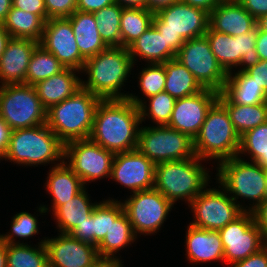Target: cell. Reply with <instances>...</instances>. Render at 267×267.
Returning <instances> with one entry per match:
<instances>
[{
    "label": "cell",
    "mask_w": 267,
    "mask_h": 267,
    "mask_svg": "<svg viewBox=\"0 0 267 267\" xmlns=\"http://www.w3.org/2000/svg\"><path fill=\"white\" fill-rule=\"evenodd\" d=\"M12 6L22 11L39 15L45 22L49 19L44 0H13Z\"/></svg>",
    "instance_id": "obj_45"
},
{
    "label": "cell",
    "mask_w": 267,
    "mask_h": 267,
    "mask_svg": "<svg viewBox=\"0 0 267 267\" xmlns=\"http://www.w3.org/2000/svg\"><path fill=\"white\" fill-rule=\"evenodd\" d=\"M114 3V0H77V10L93 13Z\"/></svg>",
    "instance_id": "obj_50"
},
{
    "label": "cell",
    "mask_w": 267,
    "mask_h": 267,
    "mask_svg": "<svg viewBox=\"0 0 267 267\" xmlns=\"http://www.w3.org/2000/svg\"><path fill=\"white\" fill-rule=\"evenodd\" d=\"M137 239L138 237L135 235L132 225L123 211L115 220H111L109 231H107L103 240L97 245L98 255L99 257L110 258L124 263L120 259L121 255L119 252L122 253L123 250L129 249L130 246L133 247L132 244H136Z\"/></svg>",
    "instance_id": "obj_28"
},
{
    "label": "cell",
    "mask_w": 267,
    "mask_h": 267,
    "mask_svg": "<svg viewBox=\"0 0 267 267\" xmlns=\"http://www.w3.org/2000/svg\"><path fill=\"white\" fill-rule=\"evenodd\" d=\"M65 68L52 53L38 45L30 58L25 84L33 86L41 80L60 73Z\"/></svg>",
    "instance_id": "obj_40"
},
{
    "label": "cell",
    "mask_w": 267,
    "mask_h": 267,
    "mask_svg": "<svg viewBox=\"0 0 267 267\" xmlns=\"http://www.w3.org/2000/svg\"><path fill=\"white\" fill-rule=\"evenodd\" d=\"M114 155L90 139L73 140L64 144V162L86 187L99 179H110Z\"/></svg>",
    "instance_id": "obj_14"
},
{
    "label": "cell",
    "mask_w": 267,
    "mask_h": 267,
    "mask_svg": "<svg viewBox=\"0 0 267 267\" xmlns=\"http://www.w3.org/2000/svg\"><path fill=\"white\" fill-rule=\"evenodd\" d=\"M240 135L230 120L227 109L217 100L208 110L198 135L194 138L197 157L218 165L238 155Z\"/></svg>",
    "instance_id": "obj_7"
},
{
    "label": "cell",
    "mask_w": 267,
    "mask_h": 267,
    "mask_svg": "<svg viewBox=\"0 0 267 267\" xmlns=\"http://www.w3.org/2000/svg\"><path fill=\"white\" fill-rule=\"evenodd\" d=\"M155 12L147 8H123L120 19L121 46L128 48L153 25Z\"/></svg>",
    "instance_id": "obj_35"
},
{
    "label": "cell",
    "mask_w": 267,
    "mask_h": 267,
    "mask_svg": "<svg viewBox=\"0 0 267 267\" xmlns=\"http://www.w3.org/2000/svg\"><path fill=\"white\" fill-rule=\"evenodd\" d=\"M185 234V258L191 264L222 262L224 248L218 231L206 230L187 224Z\"/></svg>",
    "instance_id": "obj_22"
},
{
    "label": "cell",
    "mask_w": 267,
    "mask_h": 267,
    "mask_svg": "<svg viewBox=\"0 0 267 267\" xmlns=\"http://www.w3.org/2000/svg\"><path fill=\"white\" fill-rule=\"evenodd\" d=\"M11 162L17 166L38 167L56 166L64 161V143L47 126L38 125L31 128L12 130L8 145L1 161Z\"/></svg>",
    "instance_id": "obj_3"
},
{
    "label": "cell",
    "mask_w": 267,
    "mask_h": 267,
    "mask_svg": "<svg viewBox=\"0 0 267 267\" xmlns=\"http://www.w3.org/2000/svg\"><path fill=\"white\" fill-rule=\"evenodd\" d=\"M124 264L110 258L99 257L87 267H123ZM125 267V266H124Z\"/></svg>",
    "instance_id": "obj_55"
},
{
    "label": "cell",
    "mask_w": 267,
    "mask_h": 267,
    "mask_svg": "<svg viewBox=\"0 0 267 267\" xmlns=\"http://www.w3.org/2000/svg\"><path fill=\"white\" fill-rule=\"evenodd\" d=\"M215 166L214 179L243 211H254L267 198V170L259 164L236 156Z\"/></svg>",
    "instance_id": "obj_5"
},
{
    "label": "cell",
    "mask_w": 267,
    "mask_h": 267,
    "mask_svg": "<svg viewBox=\"0 0 267 267\" xmlns=\"http://www.w3.org/2000/svg\"><path fill=\"white\" fill-rule=\"evenodd\" d=\"M203 88L222 92L228 73L215 58L206 36L186 40L175 57Z\"/></svg>",
    "instance_id": "obj_13"
},
{
    "label": "cell",
    "mask_w": 267,
    "mask_h": 267,
    "mask_svg": "<svg viewBox=\"0 0 267 267\" xmlns=\"http://www.w3.org/2000/svg\"><path fill=\"white\" fill-rule=\"evenodd\" d=\"M218 96L219 92L204 88L194 95L176 99L170 121L166 126L189 135L194 140L208 110L218 100Z\"/></svg>",
    "instance_id": "obj_18"
},
{
    "label": "cell",
    "mask_w": 267,
    "mask_h": 267,
    "mask_svg": "<svg viewBox=\"0 0 267 267\" xmlns=\"http://www.w3.org/2000/svg\"><path fill=\"white\" fill-rule=\"evenodd\" d=\"M38 45L32 39L11 37L0 57V86L25 84L30 58Z\"/></svg>",
    "instance_id": "obj_21"
},
{
    "label": "cell",
    "mask_w": 267,
    "mask_h": 267,
    "mask_svg": "<svg viewBox=\"0 0 267 267\" xmlns=\"http://www.w3.org/2000/svg\"><path fill=\"white\" fill-rule=\"evenodd\" d=\"M11 39V36L7 29L4 26V22H0V57L4 53L8 41Z\"/></svg>",
    "instance_id": "obj_56"
},
{
    "label": "cell",
    "mask_w": 267,
    "mask_h": 267,
    "mask_svg": "<svg viewBox=\"0 0 267 267\" xmlns=\"http://www.w3.org/2000/svg\"><path fill=\"white\" fill-rule=\"evenodd\" d=\"M134 65L143 60L146 64H162L174 59L176 55L166 46L163 35L152 25L129 47ZM140 60V61H138ZM137 61V62H135Z\"/></svg>",
    "instance_id": "obj_27"
},
{
    "label": "cell",
    "mask_w": 267,
    "mask_h": 267,
    "mask_svg": "<svg viewBox=\"0 0 267 267\" xmlns=\"http://www.w3.org/2000/svg\"><path fill=\"white\" fill-rule=\"evenodd\" d=\"M36 208L38 209L36 212H39H34L36 215L28 211H22L12 216L9 232H6V234L0 233V239L6 244H24V240L27 241V239L32 238L34 235H38L40 231L38 217L47 213L42 204Z\"/></svg>",
    "instance_id": "obj_37"
},
{
    "label": "cell",
    "mask_w": 267,
    "mask_h": 267,
    "mask_svg": "<svg viewBox=\"0 0 267 267\" xmlns=\"http://www.w3.org/2000/svg\"><path fill=\"white\" fill-rule=\"evenodd\" d=\"M175 102L176 99L165 91L145 99L138 106L141 122L145 123L147 119L153 125H167L170 121Z\"/></svg>",
    "instance_id": "obj_42"
},
{
    "label": "cell",
    "mask_w": 267,
    "mask_h": 267,
    "mask_svg": "<svg viewBox=\"0 0 267 267\" xmlns=\"http://www.w3.org/2000/svg\"><path fill=\"white\" fill-rule=\"evenodd\" d=\"M134 67L128 48L108 47L86 59L81 71V76H86L81 80L82 86L102 100L127 99L129 92L123 89Z\"/></svg>",
    "instance_id": "obj_2"
},
{
    "label": "cell",
    "mask_w": 267,
    "mask_h": 267,
    "mask_svg": "<svg viewBox=\"0 0 267 267\" xmlns=\"http://www.w3.org/2000/svg\"><path fill=\"white\" fill-rule=\"evenodd\" d=\"M149 125L141 123L137 150L155 165L196 157L194 140L189 135L166 125Z\"/></svg>",
    "instance_id": "obj_10"
},
{
    "label": "cell",
    "mask_w": 267,
    "mask_h": 267,
    "mask_svg": "<svg viewBox=\"0 0 267 267\" xmlns=\"http://www.w3.org/2000/svg\"><path fill=\"white\" fill-rule=\"evenodd\" d=\"M246 72L267 93V60H259L258 63L247 69Z\"/></svg>",
    "instance_id": "obj_47"
},
{
    "label": "cell",
    "mask_w": 267,
    "mask_h": 267,
    "mask_svg": "<svg viewBox=\"0 0 267 267\" xmlns=\"http://www.w3.org/2000/svg\"><path fill=\"white\" fill-rule=\"evenodd\" d=\"M222 92L235 104L254 105L267 102V93L246 71L229 72Z\"/></svg>",
    "instance_id": "obj_30"
},
{
    "label": "cell",
    "mask_w": 267,
    "mask_h": 267,
    "mask_svg": "<svg viewBox=\"0 0 267 267\" xmlns=\"http://www.w3.org/2000/svg\"><path fill=\"white\" fill-rule=\"evenodd\" d=\"M10 129L9 127L0 119V159L4 155L9 139Z\"/></svg>",
    "instance_id": "obj_53"
},
{
    "label": "cell",
    "mask_w": 267,
    "mask_h": 267,
    "mask_svg": "<svg viewBox=\"0 0 267 267\" xmlns=\"http://www.w3.org/2000/svg\"><path fill=\"white\" fill-rule=\"evenodd\" d=\"M257 28L260 31L267 32V15L261 16L259 19L256 20Z\"/></svg>",
    "instance_id": "obj_60"
},
{
    "label": "cell",
    "mask_w": 267,
    "mask_h": 267,
    "mask_svg": "<svg viewBox=\"0 0 267 267\" xmlns=\"http://www.w3.org/2000/svg\"><path fill=\"white\" fill-rule=\"evenodd\" d=\"M13 0H0V22H4L12 7Z\"/></svg>",
    "instance_id": "obj_58"
},
{
    "label": "cell",
    "mask_w": 267,
    "mask_h": 267,
    "mask_svg": "<svg viewBox=\"0 0 267 267\" xmlns=\"http://www.w3.org/2000/svg\"><path fill=\"white\" fill-rule=\"evenodd\" d=\"M145 67H141L137 74V87L141 91L143 97L139 94L129 93L128 100L139 106L145 99L164 91L165 86V68L163 64L152 63L145 64ZM139 79V80H138Z\"/></svg>",
    "instance_id": "obj_39"
},
{
    "label": "cell",
    "mask_w": 267,
    "mask_h": 267,
    "mask_svg": "<svg viewBox=\"0 0 267 267\" xmlns=\"http://www.w3.org/2000/svg\"><path fill=\"white\" fill-rule=\"evenodd\" d=\"M46 111L34 86L24 83L0 86V119L10 131L45 124Z\"/></svg>",
    "instance_id": "obj_9"
},
{
    "label": "cell",
    "mask_w": 267,
    "mask_h": 267,
    "mask_svg": "<svg viewBox=\"0 0 267 267\" xmlns=\"http://www.w3.org/2000/svg\"><path fill=\"white\" fill-rule=\"evenodd\" d=\"M215 182V187L207 186L188 205L189 212L193 213L189 224L194 227L218 231L243 212L227 191Z\"/></svg>",
    "instance_id": "obj_12"
},
{
    "label": "cell",
    "mask_w": 267,
    "mask_h": 267,
    "mask_svg": "<svg viewBox=\"0 0 267 267\" xmlns=\"http://www.w3.org/2000/svg\"><path fill=\"white\" fill-rule=\"evenodd\" d=\"M44 242L49 267H87L99 258L97 247L70 234L57 233Z\"/></svg>",
    "instance_id": "obj_19"
},
{
    "label": "cell",
    "mask_w": 267,
    "mask_h": 267,
    "mask_svg": "<svg viewBox=\"0 0 267 267\" xmlns=\"http://www.w3.org/2000/svg\"><path fill=\"white\" fill-rule=\"evenodd\" d=\"M88 187L76 194L67 203L58 206L53 212V221L56 224L57 233L69 234L78 224L83 223L89 217L97 201H91Z\"/></svg>",
    "instance_id": "obj_26"
},
{
    "label": "cell",
    "mask_w": 267,
    "mask_h": 267,
    "mask_svg": "<svg viewBox=\"0 0 267 267\" xmlns=\"http://www.w3.org/2000/svg\"><path fill=\"white\" fill-rule=\"evenodd\" d=\"M256 26V19L238 1L220 2L209 13V27L220 33L237 36Z\"/></svg>",
    "instance_id": "obj_24"
},
{
    "label": "cell",
    "mask_w": 267,
    "mask_h": 267,
    "mask_svg": "<svg viewBox=\"0 0 267 267\" xmlns=\"http://www.w3.org/2000/svg\"><path fill=\"white\" fill-rule=\"evenodd\" d=\"M50 168L46 174L44 188L51 198V207L42 204L47 215L49 212L52 213L58 206L67 203L86 187L64 161Z\"/></svg>",
    "instance_id": "obj_23"
},
{
    "label": "cell",
    "mask_w": 267,
    "mask_h": 267,
    "mask_svg": "<svg viewBox=\"0 0 267 267\" xmlns=\"http://www.w3.org/2000/svg\"><path fill=\"white\" fill-rule=\"evenodd\" d=\"M45 21L36 14L11 7L4 21V26L11 37L32 39L40 42Z\"/></svg>",
    "instance_id": "obj_33"
},
{
    "label": "cell",
    "mask_w": 267,
    "mask_h": 267,
    "mask_svg": "<svg viewBox=\"0 0 267 267\" xmlns=\"http://www.w3.org/2000/svg\"><path fill=\"white\" fill-rule=\"evenodd\" d=\"M204 162V164H202ZM199 157L168 161L155 165L154 187L173 205L184 201L187 206L210 182V168ZM210 172V173H209ZM177 202V203H176Z\"/></svg>",
    "instance_id": "obj_4"
},
{
    "label": "cell",
    "mask_w": 267,
    "mask_h": 267,
    "mask_svg": "<svg viewBox=\"0 0 267 267\" xmlns=\"http://www.w3.org/2000/svg\"><path fill=\"white\" fill-rule=\"evenodd\" d=\"M237 156L243 160L255 162L267 170V122L240 136ZM244 156L248 158L245 159Z\"/></svg>",
    "instance_id": "obj_38"
},
{
    "label": "cell",
    "mask_w": 267,
    "mask_h": 267,
    "mask_svg": "<svg viewBox=\"0 0 267 267\" xmlns=\"http://www.w3.org/2000/svg\"><path fill=\"white\" fill-rule=\"evenodd\" d=\"M179 0H145V8L156 12L157 10L169 6L170 4Z\"/></svg>",
    "instance_id": "obj_54"
},
{
    "label": "cell",
    "mask_w": 267,
    "mask_h": 267,
    "mask_svg": "<svg viewBox=\"0 0 267 267\" xmlns=\"http://www.w3.org/2000/svg\"><path fill=\"white\" fill-rule=\"evenodd\" d=\"M257 26L247 33L235 36L239 46V65L232 72L246 71L259 62L256 52Z\"/></svg>",
    "instance_id": "obj_43"
},
{
    "label": "cell",
    "mask_w": 267,
    "mask_h": 267,
    "mask_svg": "<svg viewBox=\"0 0 267 267\" xmlns=\"http://www.w3.org/2000/svg\"><path fill=\"white\" fill-rule=\"evenodd\" d=\"M228 267H267V244L257 253L246 259L230 264Z\"/></svg>",
    "instance_id": "obj_46"
},
{
    "label": "cell",
    "mask_w": 267,
    "mask_h": 267,
    "mask_svg": "<svg viewBox=\"0 0 267 267\" xmlns=\"http://www.w3.org/2000/svg\"><path fill=\"white\" fill-rule=\"evenodd\" d=\"M80 74L81 71L77 69L65 68L60 73L52 75L33 85L42 106L47 110L52 105L59 104L72 96V94L82 86V76H80Z\"/></svg>",
    "instance_id": "obj_25"
},
{
    "label": "cell",
    "mask_w": 267,
    "mask_h": 267,
    "mask_svg": "<svg viewBox=\"0 0 267 267\" xmlns=\"http://www.w3.org/2000/svg\"><path fill=\"white\" fill-rule=\"evenodd\" d=\"M218 101L227 109L230 120L240 136L267 122V102L254 105L235 104L223 92L219 93Z\"/></svg>",
    "instance_id": "obj_31"
},
{
    "label": "cell",
    "mask_w": 267,
    "mask_h": 267,
    "mask_svg": "<svg viewBox=\"0 0 267 267\" xmlns=\"http://www.w3.org/2000/svg\"><path fill=\"white\" fill-rule=\"evenodd\" d=\"M47 16L68 18L77 10V0H44Z\"/></svg>",
    "instance_id": "obj_44"
},
{
    "label": "cell",
    "mask_w": 267,
    "mask_h": 267,
    "mask_svg": "<svg viewBox=\"0 0 267 267\" xmlns=\"http://www.w3.org/2000/svg\"><path fill=\"white\" fill-rule=\"evenodd\" d=\"M37 244H6L7 267H49L46 237L37 239Z\"/></svg>",
    "instance_id": "obj_34"
},
{
    "label": "cell",
    "mask_w": 267,
    "mask_h": 267,
    "mask_svg": "<svg viewBox=\"0 0 267 267\" xmlns=\"http://www.w3.org/2000/svg\"><path fill=\"white\" fill-rule=\"evenodd\" d=\"M193 7L202 8L210 13L221 1L220 0H180Z\"/></svg>",
    "instance_id": "obj_52"
},
{
    "label": "cell",
    "mask_w": 267,
    "mask_h": 267,
    "mask_svg": "<svg viewBox=\"0 0 267 267\" xmlns=\"http://www.w3.org/2000/svg\"><path fill=\"white\" fill-rule=\"evenodd\" d=\"M153 25L163 35L166 46L176 55L186 40L206 34L209 13L179 0L157 10Z\"/></svg>",
    "instance_id": "obj_8"
},
{
    "label": "cell",
    "mask_w": 267,
    "mask_h": 267,
    "mask_svg": "<svg viewBox=\"0 0 267 267\" xmlns=\"http://www.w3.org/2000/svg\"><path fill=\"white\" fill-rule=\"evenodd\" d=\"M123 8H145V0H114Z\"/></svg>",
    "instance_id": "obj_57"
},
{
    "label": "cell",
    "mask_w": 267,
    "mask_h": 267,
    "mask_svg": "<svg viewBox=\"0 0 267 267\" xmlns=\"http://www.w3.org/2000/svg\"><path fill=\"white\" fill-rule=\"evenodd\" d=\"M137 237L156 235L169 219L174 205L157 189L142 190L120 199Z\"/></svg>",
    "instance_id": "obj_11"
},
{
    "label": "cell",
    "mask_w": 267,
    "mask_h": 267,
    "mask_svg": "<svg viewBox=\"0 0 267 267\" xmlns=\"http://www.w3.org/2000/svg\"><path fill=\"white\" fill-rule=\"evenodd\" d=\"M123 7L117 3L93 12L99 34L108 47H121L120 19Z\"/></svg>",
    "instance_id": "obj_41"
},
{
    "label": "cell",
    "mask_w": 267,
    "mask_h": 267,
    "mask_svg": "<svg viewBox=\"0 0 267 267\" xmlns=\"http://www.w3.org/2000/svg\"><path fill=\"white\" fill-rule=\"evenodd\" d=\"M0 267H7L6 243L0 239Z\"/></svg>",
    "instance_id": "obj_59"
},
{
    "label": "cell",
    "mask_w": 267,
    "mask_h": 267,
    "mask_svg": "<svg viewBox=\"0 0 267 267\" xmlns=\"http://www.w3.org/2000/svg\"><path fill=\"white\" fill-rule=\"evenodd\" d=\"M252 212L255 223L261 230L262 236L267 243V198Z\"/></svg>",
    "instance_id": "obj_49"
},
{
    "label": "cell",
    "mask_w": 267,
    "mask_h": 267,
    "mask_svg": "<svg viewBox=\"0 0 267 267\" xmlns=\"http://www.w3.org/2000/svg\"><path fill=\"white\" fill-rule=\"evenodd\" d=\"M211 50L223 67L229 73L239 65V46L235 36L212 30L209 26L205 34Z\"/></svg>",
    "instance_id": "obj_36"
},
{
    "label": "cell",
    "mask_w": 267,
    "mask_h": 267,
    "mask_svg": "<svg viewBox=\"0 0 267 267\" xmlns=\"http://www.w3.org/2000/svg\"><path fill=\"white\" fill-rule=\"evenodd\" d=\"M39 45L66 68L83 70L86 59L80 54L71 22L67 18L48 19Z\"/></svg>",
    "instance_id": "obj_17"
},
{
    "label": "cell",
    "mask_w": 267,
    "mask_h": 267,
    "mask_svg": "<svg viewBox=\"0 0 267 267\" xmlns=\"http://www.w3.org/2000/svg\"><path fill=\"white\" fill-rule=\"evenodd\" d=\"M238 2L256 20L267 15V0H239Z\"/></svg>",
    "instance_id": "obj_48"
},
{
    "label": "cell",
    "mask_w": 267,
    "mask_h": 267,
    "mask_svg": "<svg viewBox=\"0 0 267 267\" xmlns=\"http://www.w3.org/2000/svg\"><path fill=\"white\" fill-rule=\"evenodd\" d=\"M154 176L155 164L137 149L114 155L110 181L124 186L129 194L152 189Z\"/></svg>",
    "instance_id": "obj_16"
},
{
    "label": "cell",
    "mask_w": 267,
    "mask_h": 267,
    "mask_svg": "<svg viewBox=\"0 0 267 267\" xmlns=\"http://www.w3.org/2000/svg\"><path fill=\"white\" fill-rule=\"evenodd\" d=\"M102 99L81 86L72 96L46 111V124L64 143L89 139L94 115Z\"/></svg>",
    "instance_id": "obj_6"
},
{
    "label": "cell",
    "mask_w": 267,
    "mask_h": 267,
    "mask_svg": "<svg viewBox=\"0 0 267 267\" xmlns=\"http://www.w3.org/2000/svg\"><path fill=\"white\" fill-rule=\"evenodd\" d=\"M221 2L239 1V0H220Z\"/></svg>",
    "instance_id": "obj_61"
},
{
    "label": "cell",
    "mask_w": 267,
    "mask_h": 267,
    "mask_svg": "<svg viewBox=\"0 0 267 267\" xmlns=\"http://www.w3.org/2000/svg\"><path fill=\"white\" fill-rule=\"evenodd\" d=\"M141 123L139 107L128 99L101 100L89 139L114 154L131 151L137 149Z\"/></svg>",
    "instance_id": "obj_1"
},
{
    "label": "cell",
    "mask_w": 267,
    "mask_h": 267,
    "mask_svg": "<svg viewBox=\"0 0 267 267\" xmlns=\"http://www.w3.org/2000/svg\"><path fill=\"white\" fill-rule=\"evenodd\" d=\"M256 52L260 60H267V32L258 29Z\"/></svg>",
    "instance_id": "obj_51"
},
{
    "label": "cell",
    "mask_w": 267,
    "mask_h": 267,
    "mask_svg": "<svg viewBox=\"0 0 267 267\" xmlns=\"http://www.w3.org/2000/svg\"><path fill=\"white\" fill-rule=\"evenodd\" d=\"M123 206L120 200L108 197L98 201L92 214L86 220L78 224L69 234L74 238L97 245L103 240L111 227V220H115L122 212Z\"/></svg>",
    "instance_id": "obj_20"
},
{
    "label": "cell",
    "mask_w": 267,
    "mask_h": 267,
    "mask_svg": "<svg viewBox=\"0 0 267 267\" xmlns=\"http://www.w3.org/2000/svg\"><path fill=\"white\" fill-rule=\"evenodd\" d=\"M162 64L166 75L164 91L174 99L191 96L204 89L194 75L175 58Z\"/></svg>",
    "instance_id": "obj_32"
},
{
    "label": "cell",
    "mask_w": 267,
    "mask_h": 267,
    "mask_svg": "<svg viewBox=\"0 0 267 267\" xmlns=\"http://www.w3.org/2000/svg\"><path fill=\"white\" fill-rule=\"evenodd\" d=\"M67 19L71 22L80 54L85 59L108 48L99 34L93 13L76 10Z\"/></svg>",
    "instance_id": "obj_29"
},
{
    "label": "cell",
    "mask_w": 267,
    "mask_h": 267,
    "mask_svg": "<svg viewBox=\"0 0 267 267\" xmlns=\"http://www.w3.org/2000/svg\"><path fill=\"white\" fill-rule=\"evenodd\" d=\"M218 232L224 248V263L228 266L257 253L267 244L253 212L249 211H243Z\"/></svg>",
    "instance_id": "obj_15"
}]
</instances>
